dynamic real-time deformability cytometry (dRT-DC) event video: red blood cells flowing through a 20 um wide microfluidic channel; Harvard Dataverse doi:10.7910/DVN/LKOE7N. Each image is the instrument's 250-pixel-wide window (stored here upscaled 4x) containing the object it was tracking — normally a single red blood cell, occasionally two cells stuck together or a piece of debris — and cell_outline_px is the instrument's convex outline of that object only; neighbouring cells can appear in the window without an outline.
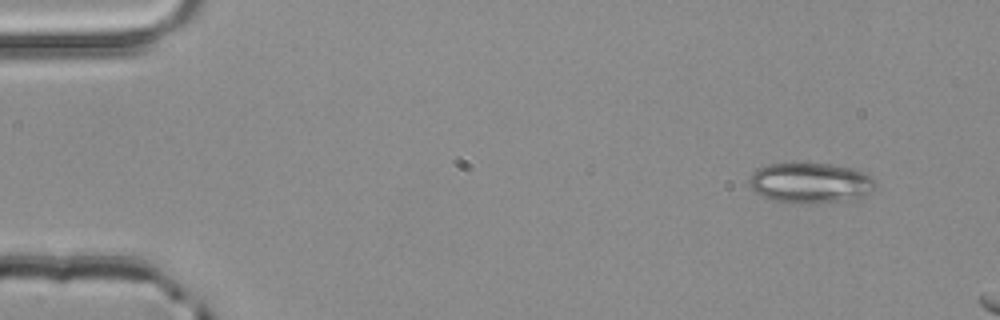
{"species": "common noctule bat (a hibernating species)", "species_latin": "Nyctalus noctula", "temperature_condition": "room temperature", "stored_images_in_passage": 2, "camera_frame_rate_fps": 3000, "um_per_image_px": 0.085, "animal": {"sex": "male", "body_mass_g": 20.4}, "frame": {"image": 1, "passage_image": 1, "time_ms": 0.0, "image_size_px": [1000, 320], "cell_outline_px": [[876, 184], [868, 192], [860, 196], [844, 200], [812, 204], [796, 204], [772, 200], [756, 192], [748, 184], [748, 180], [752, 172], [756, 168], [768, 164], [828, 164], [852, 168], [864, 172], [872, 176], [876, 180]], "centroid_in_image_um": [68.84, 15.55], "position_along_channel_um": 16.2, "area_um2": 29.59}}